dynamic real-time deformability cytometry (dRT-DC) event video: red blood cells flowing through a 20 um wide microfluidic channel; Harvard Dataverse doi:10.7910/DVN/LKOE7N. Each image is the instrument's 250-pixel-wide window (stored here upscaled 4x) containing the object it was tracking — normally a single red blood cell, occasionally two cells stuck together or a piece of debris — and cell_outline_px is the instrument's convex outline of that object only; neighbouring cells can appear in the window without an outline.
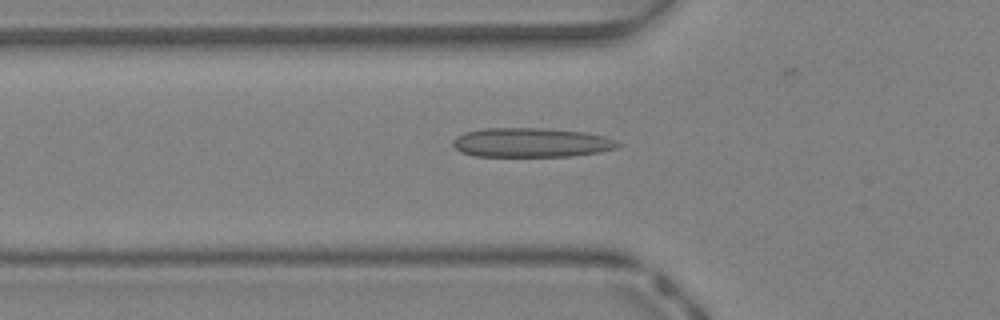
{"species": "Egyptian fruit bat (a non-hibernating species)", "species_latin": "Rousettus aegyptiacus", "temperature_condition": "warm", "stored_images_in_passage": 29, "camera_frame_rate_fps": 3000, "um_per_image_px": 0.085, "animal": {"sex": "female"}, "frame": {"image": 1, "passage_image": 9, "time_ms": 2.667, "image_size_px": [1000, 320], "cell_outline_px": [[624, 144], [620, 148], [600, 152], [572, 156], [476, 156], [460, 152], [452, 144], [452, 140], [456, 136], [464, 132], [484, 128], [540, 128], [584, 132], [604, 136], [616, 140]], "centroid_in_image_um": [45.19, 12.12], "position_along_channel_um": 80.6, "area_um2": 28.44}}
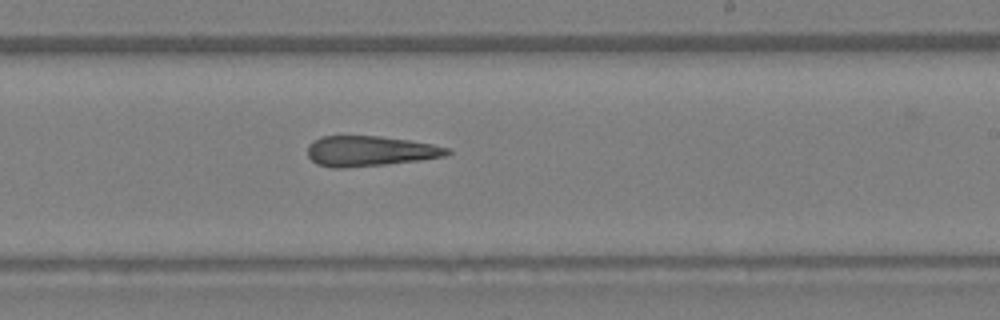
{"frame": {"image": 2, "passage_image": 20, "time_ms": 6.333, "image_size_px": [1000, 320], "cell_outline_px": [[452, 152], [448, 156], [420, 160], [384, 164], [344, 168], [332, 168], [316, 164], [308, 156], [308, 144], [312, 140], [320, 136], [380, 136], [408, 140], [432, 144], [448, 148]], "centroid_in_image_um": [31.42, 12.84], "position_along_channel_um": 257.6, "area_um2": 24.74}}
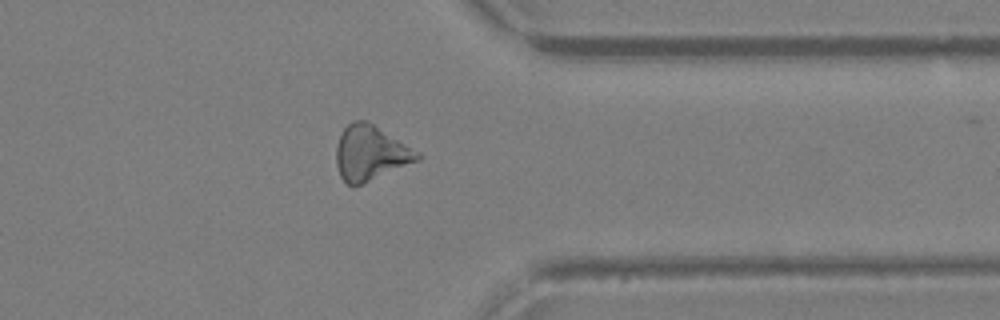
{"frame": {"image": 3, "passage_image": 28, "time_ms": 9.0, "image_size_px": [1000, 320], "cell_outline_px": [[420, 160], [352, 188], [340, 176], [336, 164], [336, 148], [340, 136], [344, 128], [348, 124], [356, 120], [364, 120], [372, 124], [420, 152]], "centroid_in_image_um": [31.48, 13.04], "position_along_channel_um": 379.9, "area_um2": 25.72}}